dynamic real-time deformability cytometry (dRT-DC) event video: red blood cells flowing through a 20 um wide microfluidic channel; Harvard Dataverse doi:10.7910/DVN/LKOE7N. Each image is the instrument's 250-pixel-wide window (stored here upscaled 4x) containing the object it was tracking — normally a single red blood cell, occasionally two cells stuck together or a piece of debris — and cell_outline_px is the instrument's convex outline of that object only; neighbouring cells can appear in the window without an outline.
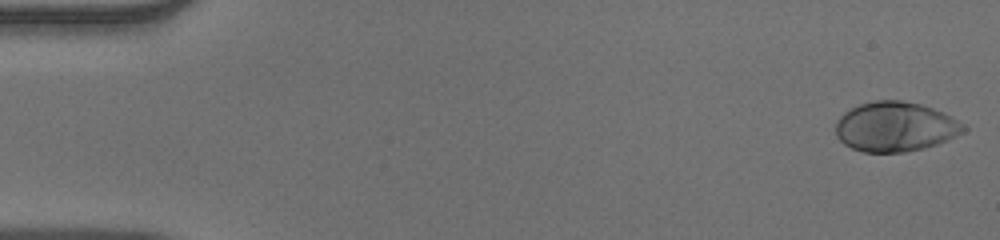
{"species": "human", "species_latin": "Homo sapiens", "temperature_condition": "warm", "stored_images_in_passage": 52, "camera_frame_rate_fps": 3000, "um_per_image_px": 0.085, "donor": {"sex": "male"}, "frame": {"image": 1, "passage_image": 1, "time_ms": 0.0, "image_size_px": [1000, 240], "cell_outline_px": [[968, 128], [964, 132], [948, 140], [924, 148], [904, 152], [864, 152], [852, 148], [844, 144], [836, 136], [836, 120], [844, 112], [860, 104], [872, 100], [900, 100], [920, 104], [932, 108], [952, 116], [964, 124]], "centroid_in_image_um": [76.1, 10.77], "position_along_channel_um": 8.9, "area_um2": 37.17}}
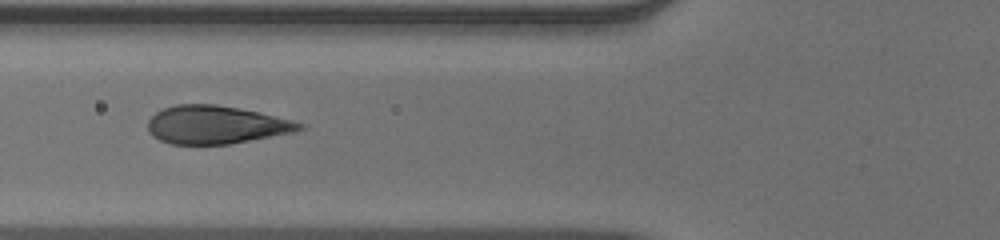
{"frame": {"image": 2, "passage_image": 20, "time_ms": 6.333, "image_size_px": [1000, 240], "cell_outline_px": [[304, 128], [296, 132], [228, 144], [172, 144], [160, 140], [152, 136], [148, 132], [148, 120], [156, 112], [164, 108], [176, 104], [216, 104], [240, 108], [260, 112], [304, 124]], "centroid_in_image_um": [18.34, 10.6], "position_along_channel_um": 107.5, "area_um2": 33.64}}
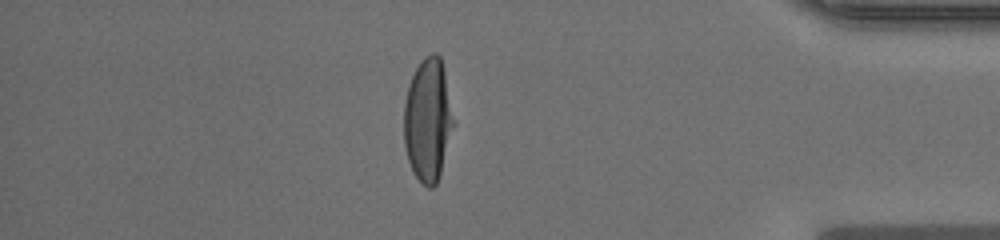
{"frame": {"image": 3, "passage_image": 45, "time_ms": 14.667, "image_size_px": [1000, 240], "cell_outline_px": [[456, 124], [440, 176], [436, 184], [432, 188], [428, 188], [412, 172], [408, 160], [404, 144], [404, 104], [408, 84], [420, 60], [424, 56], [432, 52], [436, 52], [440, 56], [444, 72]], "centroid_in_image_um": [36.39, 10.21], "position_along_channel_um": 398.8, "area_um2": 36.18}}